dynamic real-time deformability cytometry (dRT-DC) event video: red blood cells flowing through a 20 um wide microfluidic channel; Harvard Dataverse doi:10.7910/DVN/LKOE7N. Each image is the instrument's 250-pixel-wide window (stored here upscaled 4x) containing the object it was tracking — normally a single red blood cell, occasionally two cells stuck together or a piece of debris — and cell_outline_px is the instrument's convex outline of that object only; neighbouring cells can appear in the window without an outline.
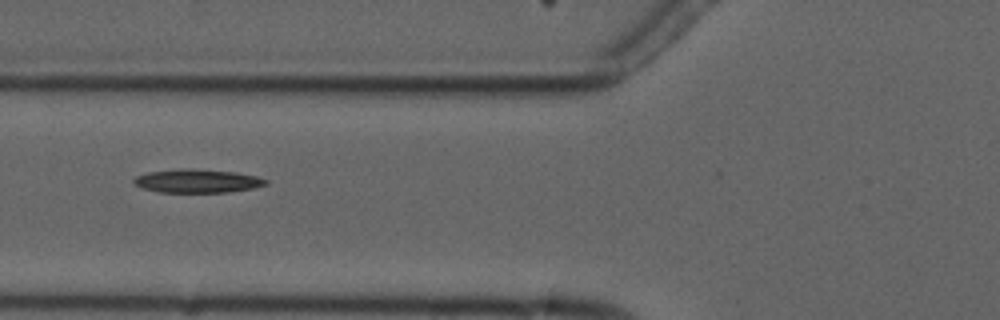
{"species": "common noctule bat (a hibernating species)", "species_latin": "Nyctalus noctula", "temperature_condition": "cold", "stored_images_in_passage": 7, "camera_frame_rate_fps": 3000, "um_per_image_px": 0.085, "animal": {"sex": "male", "forearm_length_mm": 52.5}, "frame": {"image": 1, "passage_image": 7, "time_ms": 7.0, "image_size_px": [1000, 320], "cell_outline_px": [[268, 184], [252, 188], [228, 192], [160, 192], [140, 188], [132, 184], [132, 180], [136, 176], [148, 172], [184, 168], [188, 168], [236, 172], [256, 176], [268, 180]], "centroid_in_image_um": [16.73, 15.38], "position_along_channel_um": 109.1, "area_um2": 18.15}}